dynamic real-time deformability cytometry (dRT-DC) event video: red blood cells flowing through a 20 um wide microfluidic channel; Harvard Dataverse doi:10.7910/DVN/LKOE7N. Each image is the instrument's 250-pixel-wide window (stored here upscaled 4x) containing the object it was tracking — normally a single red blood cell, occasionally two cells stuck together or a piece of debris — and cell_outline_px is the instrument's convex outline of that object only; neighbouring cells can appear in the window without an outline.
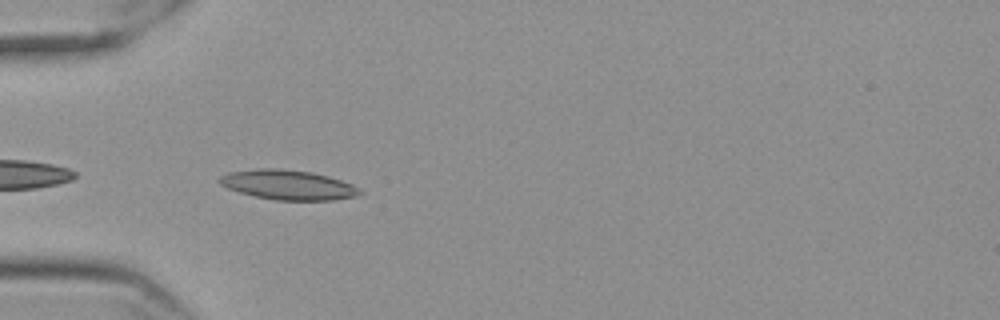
{"species": "Egyptian fruit bat (a non-hibernating species)", "species_latin": "Rousettus aegyptiacus", "temperature_condition": "cold", "stored_images_in_passage": 41, "camera_frame_rate_fps": 3000, "um_per_image_px": 0.085, "frame": {"image": 1, "passage_image": 2, "time_ms": 0.333, "image_size_px": [1000, 320], "cell_outline_px": [[364, 192], [356, 196], [332, 200], [276, 200], [256, 196], [240, 192], [228, 188], [220, 184], [216, 180], [220, 176], [228, 172], [260, 168], [272, 168], [312, 172], [328, 176], [352, 184], [360, 188]], "centroid_in_image_um": [24.48, 15.71], "position_along_channel_um": 60.5, "area_um2": 24.22}}
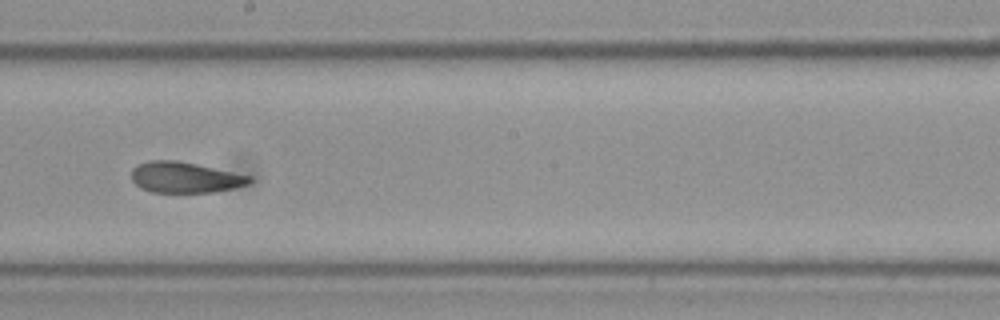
{"frame": {"image": 2, "passage_image": 17, "time_ms": 5.333, "image_size_px": [1000, 320], "cell_outline_px": [[252, 180], [248, 184], [216, 192], [152, 192], [140, 188], [132, 180], [132, 168], [140, 164], [152, 160], [176, 160], [196, 164], [252, 176]], "centroid_in_image_um": [15.72, 15.08], "position_along_channel_um": 232.5, "area_um2": 21.04}}
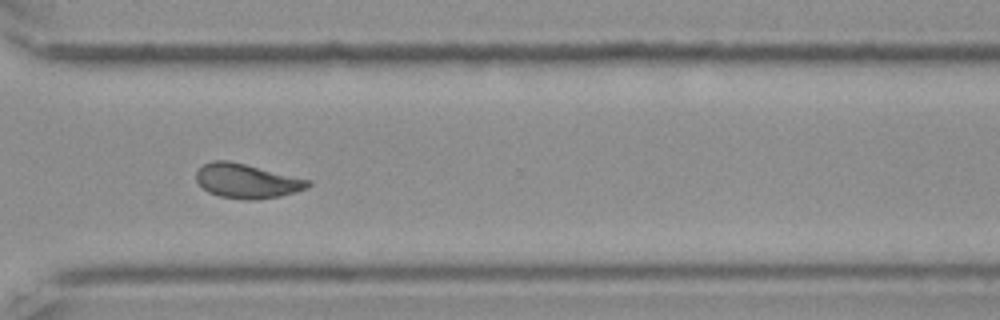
{"frame": {"image": 3, "passage_image": 27, "time_ms": 8.667, "image_size_px": [1000, 320], "cell_outline_px": [[312, 184], [308, 188], [280, 196], [256, 200], [244, 200], [220, 196], [208, 192], [196, 180], [196, 172], [204, 164], [212, 160], [228, 160], [308, 180]], "centroid_in_image_um": [20.95, 15.39], "position_along_channel_um": 349.6, "area_um2": 22.08}, "authors_computed_cell_mechanics": {"area_um2": 21.964, "velocity_mm_per_s": 3.5237, "shape_relaxation_time_tau1_ms": 4.3443, "shape_relaxation_time_tau2_ms": 1.7424, "deformation_change_tau1": 0.1346, "deformation_change_tau2": 0.0661}}